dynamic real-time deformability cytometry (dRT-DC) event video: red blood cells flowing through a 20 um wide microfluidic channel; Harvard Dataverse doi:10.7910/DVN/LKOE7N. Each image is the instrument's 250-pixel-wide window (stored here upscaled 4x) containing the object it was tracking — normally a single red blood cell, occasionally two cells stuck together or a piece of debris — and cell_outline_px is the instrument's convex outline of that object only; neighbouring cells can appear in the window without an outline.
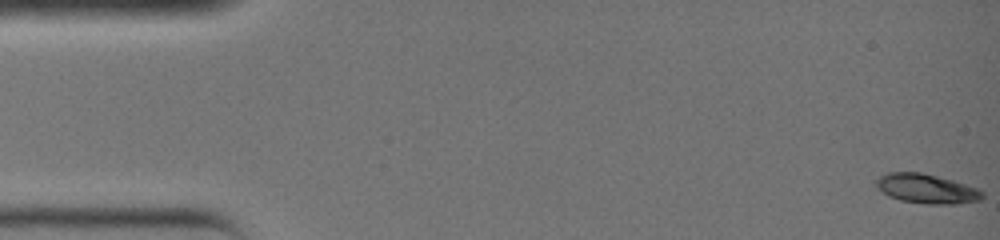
{"species": "common noctule bat (a hibernating species)", "species_latin": "Nyctalus noctula", "temperature_condition": "warm", "stored_images_in_passage": 37, "camera_frame_rate_fps": 3000, "um_per_image_px": 0.085, "animal": {"sex": "female", "body_mass_g": 19.0, "forearm_length_mm": 51.5}, "frame": {"image": 1, "passage_image": 1, "time_ms": 0.0, "image_size_px": [1000, 240], "cell_outline_px": [[984, 196], [980, 200], [956, 204], [928, 204], [900, 200], [888, 196], [872, 180], [888, 172], [920, 172], [952, 180], [976, 188], [984, 192]], "centroid_in_image_um": [78.75, 16.04], "position_along_channel_um": 6.3, "area_um2": 18.09}}
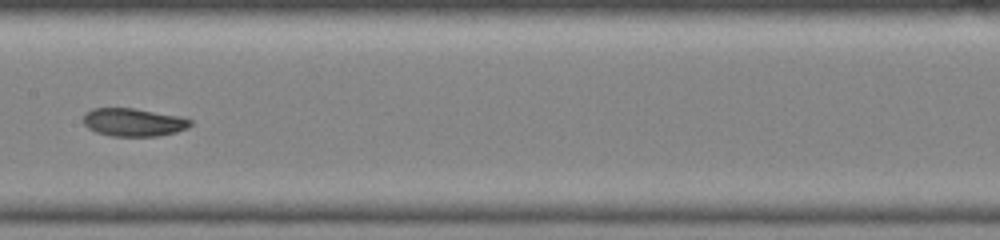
{"frame": {"image": 2, "passage_image": 20, "time_ms": 6.333, "image_size_px": [1000, 240], "cell_outline_px": [[192, 124], [188, 128], [176, 132], [156, 136], [112, 136], [96, 132], [88, 128], [84, 124], [84, 116], [92, 108], [132, 108], [180, 116], [192, 120]], "centroid_in_image_um": [11.37, 10.39], "position_along_channel_um": 196.0, "area_um2": 17.4}}
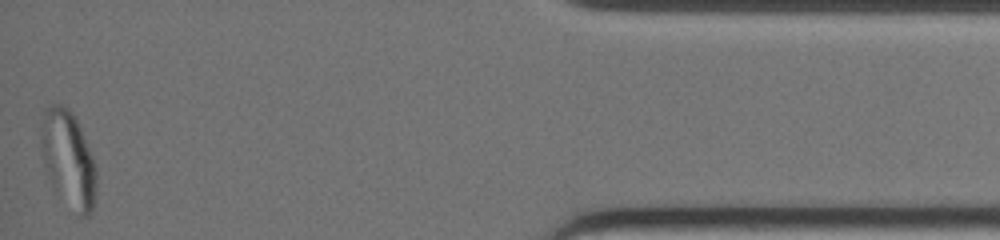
{"frame": {"image": 3, "passage_image": 37, "time_ms": 12.0, "image_size_px": [1000, 240], "cell_outline_px": [[96, 196], [92, 212], [88, 216], [76, 216], [56, 192], [48, 176], [44, 164], [44, 108], [52, 104], [64, 104], [76, 116], [96, 164]], "centroid_in_image_um": [5.88, 13.59], "position_along_channel_um": 429.3, "area_um2": 30.92}}